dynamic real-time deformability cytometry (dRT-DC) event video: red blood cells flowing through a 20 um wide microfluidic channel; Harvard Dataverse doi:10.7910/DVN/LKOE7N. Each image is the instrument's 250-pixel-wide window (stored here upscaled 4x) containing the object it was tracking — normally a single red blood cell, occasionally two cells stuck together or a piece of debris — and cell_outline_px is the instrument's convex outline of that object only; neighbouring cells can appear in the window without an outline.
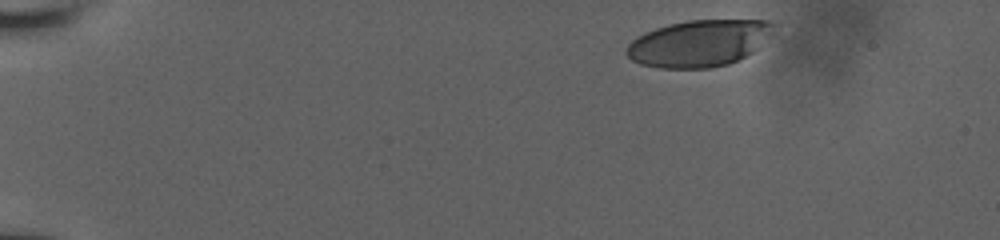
{"species": "human", "species_latin": "Homo sapiens", "temperature_condition": "room temperature", "stored_images_in_passage": 11, "camera_frame_rate_fps": 3000, "um_per_image_px": 0.085, "donor": {"sex": "male"}, "frame": {"image": 1, "passage_image": 1, "time_ms": 0.0, "image_size_px": [1000, 240], "cell_outline_px": [[780, 24], [752, 52], [728, 64], [708, 68], [660, 68], [640, 64], [632, 60], [624, 52], [628, 44], [632, 40], [644, 32], [668, 24], [688, 20], [772, 20]], "centroid_in_image_um": [59.41, 3.66], "position_along_channel_um": 25.6, "area_um2": 40.06}}
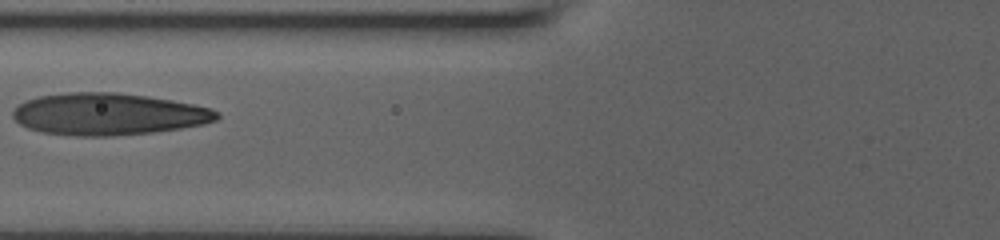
{"frame": {"image": 2, "passage_image": 7, "time_ms": 5.333, "image_size_px": [1000, 240], "cell_outline_px": [[220, 116], [216, 120], [204, 124], [180, 128], [152, 132], [112, 136], [76, 136], [40, 132], [28, 128], [20, 124], [12, 116], [12, 112], [24, 100], [40, 96], [68, 92], [116, 92], [172, 100], [212, 108]], "centroid_in_image_um": [9.18, 9.7], "position_along_channel_um": 116.6, "area_um2": 49.77}}
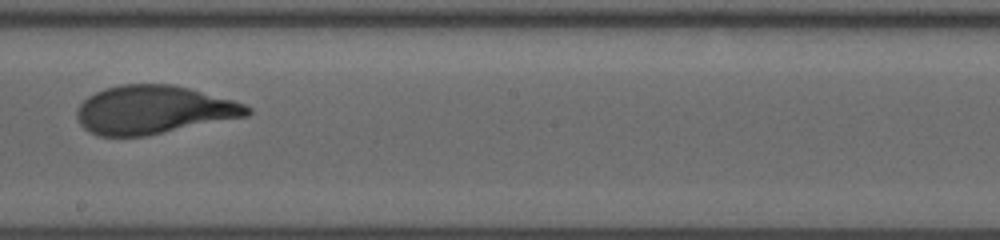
{"frame": {"image": 3, "passage_image": 10, "time_ms": 8.333, "image_size_px": [1000, 240], "cell_outline_px": [[252, 112], [248, 116], [148, 136], [96, 136], [88, 132], [80, 124], [76, 116], [76, 112], [80, 104], [88, 96], [104, 88], [120, 84], [172, 84], [188, 88], [232, 100], [244, 104], [252, 108]], "centroid_in_image_um": [13.04, 9.35], "position_along_channel_um": 235.2, "area_um2": 48.21}}